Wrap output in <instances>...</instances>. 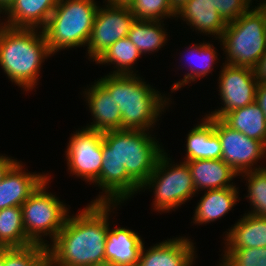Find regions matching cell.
<instances>
[{
	"mask_svg": "<svg viewBox=\"0 0 266 266\" xmlns=\"http://www.w3.org/2000/svg\"><path fill=\"white\" fill-rule=\"evenodd\" d=\"M15 159H11L8 156L0 155V181L5 174V172L9 169V167L15 162Z\"/></svg>",
	"mask_w": 266,
	"mask_h": 266,
	"instance_id": "e575fe53",
	"label": "cell"
},
{
	"mask_svg": "<svg viewBox=\"0 0 266 266\" xmlns=\"http://www.w3.org/2000/svg\"><path fill=\"white\" fill-rule=\"evenodd\" d=\"M135 0H107V4L114 6L130 7Z\"/></svg>",
	"mask_w": 266,
	"mask_h": 266,
	"instance_id": "8d00e7d4",
	"label": "cell"
},
{
	"mask_svg": "<svg viewBox=\"0 0 266 266\" xmlns=\"http://www.w3.org/2000/svg\"><path fill=\"white\" fill-rule=\"evenodd\" d=\"M214 131L221 142V159L237 174L243 175L249 171L263 169L260 166L252 168L259 159L266 155V145L263 142L248 138L243 133L231 129L216 117H214Z\"/></svg>",
	"mask_w": 266,
	"mask_h": 266,
	"instance_id": "8fae6325",
	"label": "cell"
},
{
	"mask_svg": "<svg viewBox=\"0 0 266 266\" xmlns=\"http://www.w3.org/2000/svg\"><path fill=\"white\" fill-rule=\"evenodd\" d=\"M256 79L259 83L266 82V52L259 60L258 65L254 68Z\"/></svg>",
	"mask_w": 266,
	"mask_h": 266,
	"instance_id": "836d02e7",
	"label": "cell"
},
{
	"mask_svg": "<svg viewBox=\"0 0 266 266\" xmlns=\"http://www.w3.org/2000/svg\"><path fill=\"white\" fill-rule=\"evenodd\" d=\"M195 246L190 239L177 237L144 249L136 266H192Z\"/></svg>",
	"mask_w": 266,
	"mask_h": 266,
	"instance_id": "5bb4252c",
	"label": "cell"
},
{
	"mask_svg": "<svg viewBox=\"0 0 266 266\" xmlns=\"http://www.w3.org/2000/svg\"><path fill=\"white\" fill-rule=\"evenodd\" d=\"M184 161L221 159L222 147L214 131V117L206 116L187 135Z\"/></svg>",
	"mask_w": 266,
	"mask_h": 266,
	"instance_id": "d6986e66",
	"label": "cell"
},
{
	"mask_svg": "<svg viewBox=\"0 0 266 266\" xmlns=\"http://www.w3.org/2000/svg\"><path fill=\"white\" fill-rule=\"evenodd\" d=\"M129 8L136 20L162 21L165 16L177 17L169 0H135Z\"/></svg>",
	"mask_w": 266,
	"mask_h": 266,
	"instance_id": "f546056e",
	"label": "cell"
},
{
	"mask_svg": "<svg viewBox=\"0 0 266 266\" xmlns=\"http://www.w3.org/2000/svg\"><path fill=\"white\" fill-rule=\"evenodd\" d=\"M111 205L115 209L119 203H90L77 215H68L63 228L47 246L50 266L105 265Z\"/></svg>",
	"mask_w": 266,
	"mask_h": 266,
	"instance_id": "7a4b0ae2",
	"label": "cell"
},
{
	"mask_svg": "<svg viewBox=\"0 0 266 266\" xmlns=\"http://www.w3.org/2000/svg\"><path fill=\"white\" fill-rule=\"evenodd\" d=\"M244 1L248 4L249 7L252 5V4H250L252 0H244ZM264 4H266V1H265V0H264L263 3H260L259 6H256V8H260V7H262Z\"/></svg>",
	"mask_w": 266,
	"mask_h": 266,
	"instance_id": "f35d334b",
	"label": "cell"
},
{
	"mask_svg": "<svg viewBox=\"0 0 266 266\" xmlns=\"http://www.w3.org/2000/svg\"><path fill=\"white\" fill-rule=\"evenodd\" d=\"M84 92L89 110L94 117L92 125L86 126L87 128L102 132L122 129L119 106L99 81L94 82V85Z\"/></svg>",
	"mask_w": 266,
	"mask_h": 266,
	"instance_id": "9a60e30c",
	"label": "cell"
},
{
	"mask_svg": "<svg viewBox=\"0 0 266 266\" xmlns=\"http://www.w3.org/2000/svg\"><path fill=\"white\" fill-rule=\"evenodd\" d=\"M34 244L25 233L21 206L0 210V248H21Z\"/></svg>",
	"mask_w": 266,
	"mask_h": 266,
	"instance_id": "cb8c5ba5",
	"label": "cell"
},
{
	"mask_svg": "<svg viewBox=\"0 0 266 266\" xmlns=\"http://www.w3.org/2000/svg\"><path fill=\"white\" fill-rule=\"evenodd\" d=\"M219 266H266V247L225 249Z\"/></svg>",
	"mask_w": 266,
	"mask_h": 266,
	"instance_id": "4dcf8cb0",
	"label": "cell"
},
{
	"mask_svg": "<svg viewBox=\"0 0 266 266\" xmlns=\"http://www.w3.org/2000/svg\"><path fill=\"white\" fill-rule=\"evenodd\" d=\"M256 103L259 105L266 118V82L258 84L256 91Z\"/></svg>",
	"mask_w": 266,
	"mask_h": 266,
	"instance_id": "d6a6232c",
	"label": "cell"
},
{
	"mask_svg": "<svg viewBox=\"0 0 266 266\" xmlns=\"http://www.w3.org/2000/svg\"><path fill=\"white\" fill-rule=\"evenodd\" d=\"M3 266H50L47 247L32 244L21 248H3Z\"/></svg>",
	"mask_w": 266,
	"mask_h": 266,
	"instance_id": "83f0119b",
	"label": "cell"
},
{
	"mask_svg": "<svg viewBox=\"0 0 266 266\" xmlns=\"http://www.w3.org/2000/svg\"><path fill=\"white\" fill-rule=\"evenodd\" d=\"M98 7L95 0H58L43 28L50 53L88 44Z\"/></svg>",
	"mask_w": 266,
	"mask_h": 266,
	"instance_id": "5b68a950",
	"label": "cell"
},
{
	"mask_svg": "<svg viewBox=\"0 0 266 266\" xmlns=\"http://www.w3.org/2000/svg\"><path fill=\"white\" fill-rule=\"evenodd\" d=\"M103 132L90 128L76 131L70 137L66 159L72 175L95 183L100 177L102 166Z\"/></svg>",
	"mask_w": 266,
	"mask_h": 266,
	"instance_id": "9c48e42d",
	"label": "cell"
},
{
	"mask_svg": "<svg viewBox=\"0 0 266 266\" xmlns=\"http://www.w3.org/2000/svg\"><path fill=\"white\" fill-rule=\"evenodd\" d=\"M102 166L95 182L104 195L91 203H123L141 191L164 152L149 132L118 129L103 132Z\"/></svg>",
	"mask_w": 266,
	"mask_h": 266,
	"instance_id": "6da1fadb",
	"label": "cell"
},
{
	"mask_svg": "<svg viewBox=\"0 0 266 266\" xmlns=\"http://www.w3.org/2000/svg\"><path fill=\"white\" fill-rule=\"evenodd\" d=\"M219 78L218 91L224 105L206 116L221 119L227 112L256 102L259 82L253 68L225 63Z\"/></svg>",
	"mask_w": 266,
	"mask_h": 266,
	"instance_id": "7c38bea8",
	"label": "cell"
},
{
	"mask_svg": "<svg viewBox=\"0 0 266 266\" xmlns=\"http://www.w3.org/2000/svg\"><path fill=\"white\" fill-rule=\"evenodd\" d=\"M210 2L226 23L237 20L250 9L244 0H210Z\"/></svg>",
	"mask_w": 266,
	"mask_h": 266,
	"instance_id": "1f68e13d",
	"label": "cell"
},
{
	"mask_svg": "<svg viewBox=\"0 0 266 266\" xmlns=\"http://www.w3.org/2000/svg\"><path fill=\"white\" fill-rule=\"evenodd\" d=\"M136 73L107 74L98 81L119 106L122 129L149 131L155 125L169 98L142 81ZM168 99V100H167ZM168 102H167V101Z\"/></svg>",
	"mask_w": 266,
	"mask_h": 266,
	"instance_id": "277c9868",
	"label": "cell"
},
{
	"mask_svg": "<svg viewBox=\"0 0 266 266\" xmlns=\"http://www.w3.org/2000/svg\"><path fill=\"white\" fill-rule=\"evenodd\" d=\"M248 179V195L253 211L248 212L257 217H266V167L243 173Z\"/></svg>",
	"mask_w": 266,
	"mask_h": 266,
	"instance_id": "f1b7e54d",
	"label": "cell"
},
{
	"mask_svg": "<svg viewBox=\"0 0 266 266\" xmlns=\"http://www.w3.org/2000/svg\"><path fill=\"white\" fill-rule=\"evenodd\" d=\"M188 1L189 0H169L171 8L175 13L181 10Z\"/></svg>",
	"mask_w": 266,
	"mask_h": 266,
	"instance_id": "d590c367",
	"label": "cell"
},
{
	"mask_svg": "<svg viewBox=\"0 0 266 266\" xmlns=\"http://www.w3.org/2000/svg\"><path fill=\"white\" fill-rule=\"evenodd\" d=\"M197 191L236 187L232 181L238 174L222 159L185 161ZM231 182V183H230Z\"/></svg>",
	"mask_w": 266,
	"mask_h": 266,
	"instance_id": "e0dca14e",
	"label": "cell"
},
{
	"mask_svg": "<svg viewBox=\"0 0 266 266\" xmlns=\"http://www.w3.org/2000/svg\"><path fill=\"white\" fill-rule=\"evenodd\" d=\"M0 266H3V248H0Z\"/></svg>",
	"mask_w": 266,
	"mask_h": 266,
	"instance_id": "ab89813d",
	"label": "cell"
},
{
	"mask_svg": "<svg viewBox=\"0 0 266 266\" xmlns=\"http://www.w3.org/2000/svg\"><path fill=\"white\" fill-rule=\"evenodd\" d=\"M57 3L58 0H15L5 14L8 15V21L2 24L12 28H41L42 30Z\"/></svg>",
	"mask_w": 266,
	"mask_h": 266,
	"instance_id": "ac0fdd59",
	"label": "cell"
},
{
	"mask_svg": "<svg viewBox=\"0 0 266 266\" xmlns=\"http://www.w3.org/2000/svg\"><path fill=\"white\" fill-rule=\"evenodd\" d=\"M15 0H0V9L3 11V13L6 12L11 8V6L14 4Z\"/></svg>",
	"mask_w": 266,
	"mask_h": 266,
	"instance_id": "74e56055",
	"label": "cell"
},
{
	"mask_svg": "<svg viewBox=\"0 0 266 266\" xmlns=\"http://www.w3.org/2000/svg\"><path fill=\"white\" fill-rule=\"evenodd\" d=\"M17 160L9 167L0 181V210L22 206L30 195L48 178L45 174L23 172Z\"/></svg>",
	"mask_w": 266,
	"mask_h": 266,
	"instance_id": "4fadbf2b",
	"label": "cell"
},
{
	"mask_svg": "<svg viewBox=\"0 0 266 266\" xmlns=\"http://www.w3.org/2000/svg\"><path fill=\"white\" fill-rule=\"evenodd\" d=\"M226 64L255 68L266 52V17L260 8L249 9L227 23L220 38Z\"/></svg>",
	"mask_w": 266,
	"mask_h": 266,
	"instance_id": "8992f818",
	"label": "cell"
},
{
	"mask_svg": "<svg viewBox=\"0 0 266 266\" xmlns=\"http://www.w3.org/2000/svg\"><path fill=\"white\" fill-rule=\"evenodd\" d=\"M226 234V249L266 247V217L245 213Z\"/></svg>",
	"mask_w": 266,
	"mask_h": 266,
	"instance_id": "44dd1931",
	"label": "cell"
},
{
	"mask_svg": "<svg viewBox=\"0 0 266 266\" xmlns=\"http://www.w3.org/2000/svg\"><path fill=\"white\" fill-rule=\"evenodd\" d=\"M260 9L264 12L265 17H266V4H264Z\"/></svg>",
	"mask_w": 266,
	"mask_h": 266,
	"instance_id": "60d3db41",
	"label": "cell"
},
{
	"mask_svg": "<svg viewBox=\"0 0 266 266\" xmlns=\"http://www.w3.org/2000/svg\"><path fill=\"white\" fill-rule=\"evenodd\" d=\"M127 37L141 54L158 51L167 41L161 21L135 20Z\"/></svg>",
	"mask_w": 266,
	"mask_h": 266,
	"instance_id": "d4e9b609",
	"label": "cell"
},
{
	"mask_svg": "<svg viewBox=\"0 0 266 266\" xmlns=\"http://www.w3.org/2000/svg\"><path fill=\"white\" fill-rule=\"evenodd\" d=\"M50 176L22 204L23 225L26 236L34 243L47 247L49 235L53 241L68 217V208L58 197L46 192ZM66 206V207H65ZM42 234V235H41Z\"/></svg>",
	"mask_w": 266,
	"mask_h": 266,
	"instance_id": "52a82bcc",
	"label": "cell"
},
{
	"mask_svg": "<svg viewBox=\"0 0 266 266\" xmlns=\"http://www.w3.org/2000/svg\"><path fill=\"white\" fill-rule=\"evenodd\" d=\"M0 66L7 77L25 91L37 85L41 64L51 56L45 35L36 28L0 24Z\"/></svg>",
	"mask_w": 266,
	"mask_h": 266,
	"instance_id": "3957f363",
	"label": "cell"
},
{
	"mask_svg": "<svg viewBox=\"0 0 266 266\" xmlns=\"http://www.w3.org/2000/svg\"><path fill=\"white\" fill-rule=\"evenodd\" d=\"M136 18L129 7L107 4L97 9L88 41L89 58L96 61L112 44L127 37Z\"/></svg>",
	"mask_w": 266,
	"mask_h": 266,
	"instance_id": "30bf717a",
	"label": "cell"
},
{
	"mask_svg": "<svg viewBox=\"0 0 266 266\" xmlns=\"http://www.w3.org/2000/svg\"><path fill=\"white\" fill-rule=\"evenodd\" d=\"M221 120L231 129L266 145V118L256 102L227 112Z\"/></svg>",
	"mask_w": 266,
	"mask_h": 266,
	"instance_id": "603a6c76",
	"label": "cell"
},
{
	"mask_svg": "<svg viewBox=\"0 0 266 266\" xmlns=\"http://www.w3.org/2000/svg\"><path fill=\"white\" fill-rule=\"evenodd\" d=\"M213 47V44L204 42L190 46V51L187 53L190 54L188 57L190 58V62H188H192L191 65L189 64L190 73L188 72L187 75L185 74L184 79H182L180 82L178 81L174 83L173 87L171 88L172 91H176L189 82L191 83V81H195L198 78H202L208 73L212 72V66L215 64V61L218 58L215 48ZM191 60L197 61L193 62Z\"/></svg>",
	"mask_w": 266,
	"mask_h": 266,
	"instance_id": "4316f807",
	"label": "cell"
},
{
	"mask_svg": "<svg viewBox=\"0 0 266 266\" xmlns=\"http://www.w3.org/2000/svg\"><path fill=\"white\" fill-rule=\"evenodd\" d=\"M195 208L194 223L205 224L221 218L232 210L238 201V192L236 187H226L205 191Z\"/></svg>",
	"mask_w": 266,
	"mask_h": 266,
	"instance_id": "7402d4cb",
	"label": "cell"
},
{
	"mask_svg": "<svg viewBox=\"0 0 266 266\" xmlns=\"http://www.w3.org/2000/svg\"><path fill=\"white\" fill-rule=\"evenodd\" d=\"M176 14L201 33L216 35V39L221 38L227 26L210 0H189Z\"/></svg>",
	"mask_w": 266,
	"mask_h": 266,
	"instance_id": "ffe728a7",
	"label": "cell"
},
{
	"mask_svg": "<svg viewBox=\"0 0 266 266\" xmlns=\"http://www.w3.org/2000/svg\"><path fill=\"white\" fill-rule=\"evenodd\" d=\"M142 54L137 47L128 39L121 38L112 44L97 60L96 64H116L113 72L109 74L132 75L134 62L139 59ZM131 69V70H130Z\"/></svg>",
	"mask_w": 266,
	"mask_h": 266,
	"instance_id": "484cf974",
	"label": "cell"
},
{
	"mask_svg": "<svg viewBox=\"0 0 266 266\" xmlns=\"http://www.w3.org/2000/svg\"><path fill=\"white\" fill-rule=\"evenodd\" d=\"M143 245L141 237L131 229L109 228L105 245V264L136 266Z\"/></svg>",
	"mask_w": 266,
	"mask_h": 266,
	"instance_id": "2e32d148",
	"label": "cell"
},
{
	"mask_svg": "<svg viewBox=\"0 0 266 266\" xmlns=\"http://www.w3.org/2000/svg\"><path fill=\"white\" fill-rule=\"evenodd\" d=\"M167 153L164 151L147 180L140 189L153 188L154 210L166 212L178 208L181 204L195 195L193 178L187 162L172 164Z\"/></svg>",
	"mask_w": 266,
	"mask_h": 266,
	"instance_id": "ba28073f",
	"label": "cell"
},
{
	"mask_svg": "<svg viewBox=\"0 0 266 266\" xmlns=\"http://www.w3.org/2000/svg\"><path fill=\"white\" fill-rule=\"evenodd\" d=\"M99 266H113V265L105 264V265H99Z\"/></svg>",
	"mask_w": 266,
	"mask_h": 266,
	"instance_id": "b9f144b4",
	"label": "cell"
}]
</instances>
